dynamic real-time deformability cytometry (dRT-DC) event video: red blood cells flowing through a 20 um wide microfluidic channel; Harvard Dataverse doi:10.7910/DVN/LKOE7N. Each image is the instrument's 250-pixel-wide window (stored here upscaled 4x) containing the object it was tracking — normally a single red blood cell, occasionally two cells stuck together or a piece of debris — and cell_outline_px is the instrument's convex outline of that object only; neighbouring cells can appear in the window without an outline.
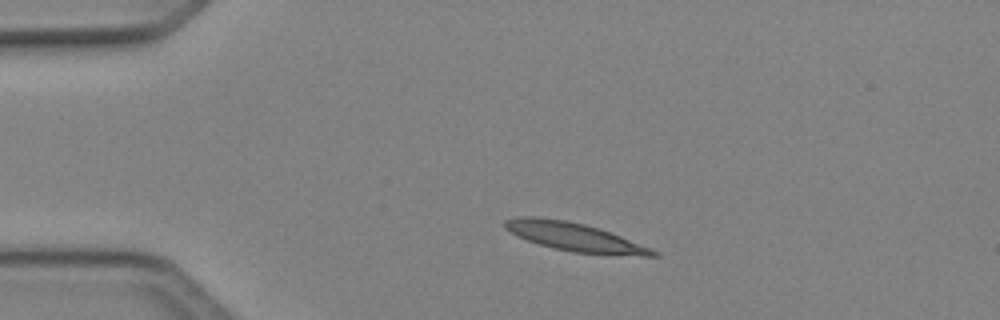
{"species": "Egyptian fruit bat (a non-hibernating species)", "species_latin": "Rousettus aegyptiacus", "temperature_condition": "cold", "stored_images_in_passage": 40, "camera_frame_rate_fps": 3000, "um_per_image_px": 0.085, "animal": {"sex": "female"}, "frame": {"image": 1, "passage_image": 1, "time_ms": 0.0, "image_size_px": [1000, 320], "cell_outline_px": [[660, 256], [644, 256], [572, 252], [552, 248], [516, 236], [504, 228], [504, 220], [516, 216], [536, 216], [564, 220], [584, 224], [600, 228], [652, 248], [660, 252]], "centroid_in_image_um": [48.83, 20.13], "position_along_channel_um": 36.2, "area_um2": 24.62}}
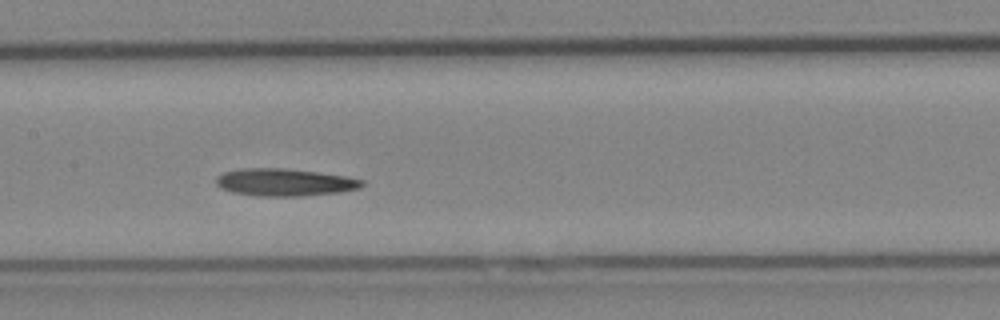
{"frame": {"image": 2, "passage_image": 15, "time_ms": 4.667, "image_size_px": [1000, 320], "cell_outline_px": [[364, 184], [360, 188], [340, 192], [304, 196], [256, 196], [232, 192], [220, 188], [216, 184], [216, 176], [224, 172], [240, 168], [284, 168], [316, 172], [344, 176], [364, 180]], "centroid_in_image_um": [24.16, 15.5], "position_along_channel_um": 183.2, "area_um2": 23.41}}
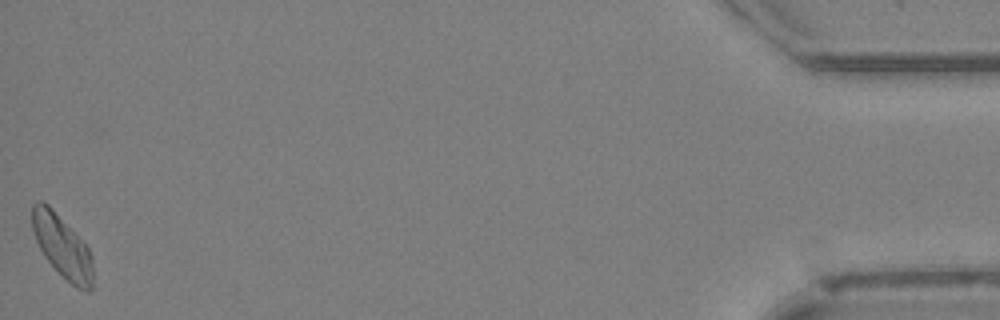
{"frame": {"image": 3, "passage_image": 40, "time_ms": 13.0, "image_size_px": [1000, 320], "cell_outline_px": [[92, 288], [88, 292], [76, 288], [44, 256], [36, 240], [32, 228], [32, 204], [36, 200], [40, 200], [48, 204], [52, 208], [88, 248], [92, 256]], "centroid_in_image_um": [5.28, 20.93], "position_along_channel_um": 429.9, "area_um2": 21.68}}